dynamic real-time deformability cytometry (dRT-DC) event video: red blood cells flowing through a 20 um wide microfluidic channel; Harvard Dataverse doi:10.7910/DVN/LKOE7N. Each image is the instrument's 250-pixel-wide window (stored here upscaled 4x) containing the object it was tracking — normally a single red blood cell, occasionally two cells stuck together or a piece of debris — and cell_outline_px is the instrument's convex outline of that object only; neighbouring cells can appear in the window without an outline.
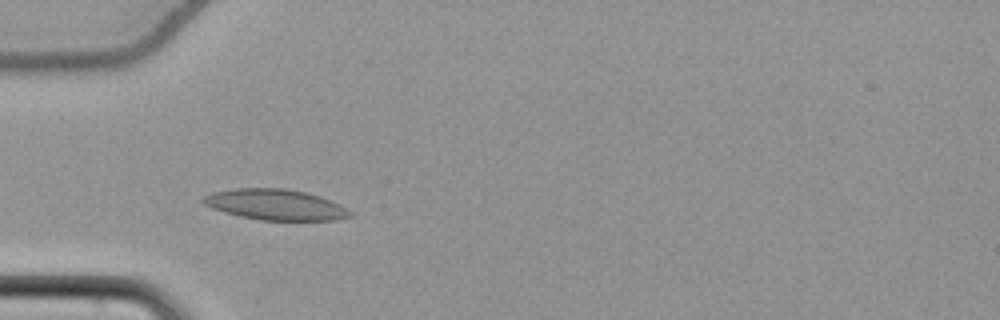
{"species": "common noctule bat (a hibernating species)", "species_latin": "Nyctalus noctula", "temperature_condition": "cold", "stored_images_in_passage": 9, "camera_frame_rate_fps": 3000, "um_per_image_px": 0.085, "animal": {"sex": "female", "body_mass_g": 22.7, "forearm_length_mm": 54.2}, "frame": {"image": 1, "passage_image": 2, "time_ms": 0.333, "image_size_px": [1000, 320], "cell_outline_px": [[352, 216], [336, 220], [260, 220], [240, 216], [224, 212], [212, 208], [204, 204], [200, 200], [204, 196], [212, 192], [236, 188], [284, 188], [304, 192], [320, 196], [352, 212]], "centroid_in_image_um": [23.36, 17.39], "position_along_channel_um": 61.6, "area_um2": 26.07}}
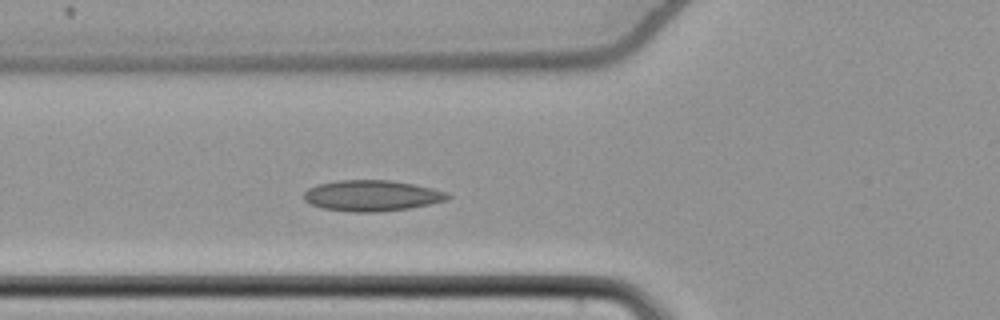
{"frame": {"image": 2, "passage_image": 5, "time_ms": 1.333, "image_size_px": [1000, 320], "cell_outline_px": [[452, 196], [448, 200], [412, 208], [376, 212], [348, 212], [324, 208], [312, 204], [304, 200], [304, 192], [308, 188], [316, 184], [336, 180], [392, 180], [432, 188], [448, 192]], "centroid_in_image_um": [31.62, 16.63], "position_along_channel_um": 94.2, "area_um2": 26.13}}